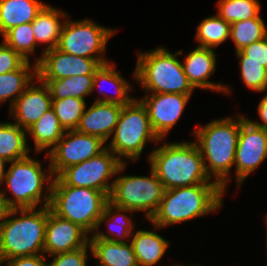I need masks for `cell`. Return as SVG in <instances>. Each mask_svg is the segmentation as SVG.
Returning <instances> with one entry per match:
<instances>
[{"label":"cell","mask_w":267,"mask_h":266,"mask_svg":"<svg viewBox=\"0 0 267 266\" xmlns=\"http://www.w3.org/2000/svg\"><path fill=\"white\" fill-rule=\"evenodd\" d=\"M49 195H44V206L75 224L87 233L98 229V222L109 196L92 188L73 187L66 185L58 176L50 182Z\"/></svg>","instance_id":"cell-1"},{"label":"cell","mask_w":267,"mask_h":266,"mask_svg":"<svg viewBox=\"0 0 267 266\" xmlns=\"http://www.w3.org/2000/svg\"><path fill=\"white\" fill-rule=\"evenodd\" d=\"M19 218H8L17 212ZM7 218V219H6ZM48 206L24 209H5L0 220V258L39 255L44 253Z\"/></svg>","instance_id":"cell-2"},{"label":"cell","mask_w":267,"mask_h":266,"mask_svg":"<svg viewBox=\"0 0 267 266\" xmlns=\"http://www.w3.org/2000/svg\"><path fill=\"white\" fill-rule=\"evenodd\" d=\"M223 192L217 183L166 189L150 222L161 228L208 214L221 206Z\"/></svg>","instance_id":"cell-3"},{"label":"cell","mask_w":267,"mask_h":266,"mask_svg":"<svg viewBox=\"0 0 267 266\" xmlns=\"http://www.w3.org/2000/svg\"><path fill=\"white\" fill-rule=\"evenodd\" d=\"M151 168L164 189L192 186L208 182L203 157L195 142L170 143L160 146L149 156Z\"/></svg>","instance_id":"cell-4"},{"label":"cell","mask_w":267,"mask_h":266,"mask_svg":"<svg viewBox=\"0 0 267 266\" xmlns=\"http://www.w3.org/2000/svg\"><path fill=\"white\" fill-rule=\"evenodd\" d=\"M246 118L238 116L235 121L228 117L215 120L194 131L195 142L203 157L204 169L209 178L216 177L215 182L225 190L228 174L235 164V154L241 123ZM206 157V159H205ZM208 165H206V161Z\"/></svg>","instance_id":"cell-5"},{"label":"cell","mask_w":267,"mask_h":266,"mask_svg":"<svg viewBox=\"0 0 267 266\" xmlns=\"http://www.w3.org/2000/svg\"><path fill=\"white\" fill-rule=\"evenodd\" d=\"M164 48L139 54L134 78L141 87L152 93H178L191 95L193 87L184 73L182 62Z\"/></svg>","instance_id":"cell-6"},{"label":"cell","mask_w":267,"mask_h":266,"mask_svg":"<svg viewBox=\"0 0 267 266\" xmlns=\"http://www.w3.org/2000/svg\"><path fill=\"white\" fill-rule=\"evenodd\" d=\"M113 133L108 148L115 155H119V159L123 156L135 161L144 149L147 140H161L151 126L145 106L136 99L122 107Z\"/></svg>","instance_id":"cell-7"},{"label":"cell","mask_w":267,"mask_h":266,"mask_svg":"<svg viewBox=\"0 0 267 266\" xmlns=\"http://www.w3.org/2000/svg\"><path fill=\"white\" fill-rule=\"evenodd\" d=\"M9 163L11 165L3 182L6 181L14 200L0 192V201L4 209L35 208L41 200L43 184L55 177L52 176L51 168L49 167V176L45 175L39 161L32 160L29 156Z\"/></svg>","instance_id":"cell-8"},{"label":"cell","mask_w":267,"mask_h":266,"mask_svg":"<svg viewBox=\"0 0 267 266\" xmlns=\"http://www.w3.org/2000/svg\"><path fill=\"white\" fill-rule=\"evenodd\" d=\"M164 191L162 182L151 168L149 177L120 176L115 179L109 202L118 212L148 210L146 216L150 220L159 208Z\"/></svg>","instance_id":"cell-9"},{"label":"cell","mask_w":267,"mask_h":266,"mask_svg":"<svg viewBox=\"0 0 267 266\" xmlns=\"http://www.w3.org/2000/svg\"><path fill=\"white\" fill-rule=\"evenodd\" d=\"M126 162L116 157L106 148L99 155L77 165L67 167L58 177L68 186L92 188L110 196L113 182L109 185L111 176L122 172Z\"/></svg>","instance_id":"cell-10"},{"label":"cell","mask_w":267,"mask_h":266,"mask_svg":"<svg viewBox=\"0 0 267 266\" xmlns=\"http://www.w3.org/2000/svg\"><path fill=\"white\" fill-rule=\"evenodd\" d=\"M114 30L106 29L85 19L78 22L65 21L57 49L71 55L94 58L100 65L107 63L104 57H93V53L105 52L108 39Z\"/></svg>","instance_id":"cell-11"},{"label":"cell","mask_w":267,"mask_h":266,"mask_svg":"<svg viewBox=\"0 0 267 266\" xmlns=\"http://www.w3.org/2000/svg\"><path fill=\"white\" fill-rule=\"evenodd\" d=\"M105 142L94 135H88L69 130L63 134L58 143L50 149V168L56 177L67 167L82 163L92 157L99 155L106 147Z\"/></svg>","instance_id":"cell-12"},{"label":"cell","mask_w":267,"mask_h":266,"mask_svg":"<svg viewBox=\"0 0 267 266\" xmlns=\"http://www.w3.org/2000/svg\"><path fill=\"white\" fill-rule=\"evenodd\" d=\"M267 157V131L254 126L249 119L241 123L235 164L237 183L242 181Z\"/></svg>","instance_id":"cell-13"},{"label":"cell","mask_w":267,"mask_h":266,"mask_svg":"<svg viewBox=\"0 0 267 266\" xmlns=\"http://www.w3.org/2000/svg\"><path fill=\"white\" fill-rule=\"evenodd\" d=\"M37 78L39 80H57L66 77L94 75L100 64L94 58L75 56L57 48L44 51L36 59Z\"/></svg>","instance_id":"cell-14"},{"label":"cell","mask_w":267,"mask_h":266,"mask_svg":"<svg viewBox=\"0 0 267 266\" xmlns=\"http://www.w3.org/2000/svg\"><path fill=\"white\" fill-rule=\"evenodd\" d=\"M190 96L178 93H153L141 100L147 110L151 126L161 140L179 120Z\"/></svg>","instance_id":"cell-15"},{"label":"cell","mask_w":267,"mask_h":266,"mask_svg":"<svg viewBox=\"0 0 267 266\" xmlns=\"http://www.w3.org/2000/svg\"><path fill=\"white\" fill-rule=\"evenodd\" d=\"M88 243L89 238L84 229L78 224L54 214L48 206L44 253L52 256L71 252L85 247Z\"/></svg>","instance_id":"cell-16"},{"label":"cell","mask_w":267,"mask_h":266,"mask_svg":"<svg viewBox=\"0 0 267 266\" xmlns=\"http://www.w3.org/2000/svg\"><path fill=\"white\" fill-rule=\"evenodd\" d=\"M41 82V86L29 85L21 96L10 106L11 115L21 128L28 129L41 116L52 108V98L48 86Z\"/></svg>","instance_id":"cell-17"},{"label":"cell","mask_w":267,"mask_h":266,"mask_svg":"<svg viewBox=\"0 0 267 266\" xmlns=\"http://www.w3.org/2000/svg\"><path fill=\"white\" fill-rule=\"evenodd\" d=\"M122 105L115 103L94 102L81 117L77 131L94 135L104 142L109 138L118 123Z\"/></svg>","instance_id":"cell-18"},{"label":"cell","mask_w":267,"mask_h":266,"mask_svg":"<svg viewBox=\"0 0 267 266\" xmlns=\"http://www.w3.org/2000/svg\"><path fill=\"white\" fill-rule=\"evenodd\" d=\"M212 49L197 47L190 52L183 62L184 73L193 88H206L230 93L227 86L207 80L215 71L216 58Z\"/></svg>","instance_id":"cell-19"},{"label":"cell","mask_w":267,"mask_h":266,"mask_svg":"<svg viewBox=\"0 0 267 266\" xmlns=\"http://www.w3.org/2000/svg\"><path fill=\"white\" fill-rule=\"evenodd\" d=\"M46 5L37 0H0V34L13 27L32 23Z\"/></svg>","instance_id":"cell-20"},{"label":"cell","mask_w":267,"mask_h":266,"mask_svg":"<svg viewBox=\"0 0 267 266\" xmlns=\"http://www.w3.org/2000/svg\"><path fill=\"white\" fill-rule=\"evenodd\" d=\"M89 247L99 266H138L131 243L89 239Z\"/></svg>","instance_id":"cell-21"},{"label":"cell","mask_w":267,"mask_h":266,"mask_svg":"<svg viewBox=\"0 0 267 266\" xmlns=\"http://www.w3.org/2000/svg\"><path fill=\"white\" fill-rule=\"evenodd\" d=\"M131 244L138 266L155 265L168 247V242L159 234L145 230H138Z\"/></svg>","instance_id":"cell-22"},{"label":"cell","mask_w":267,"mask_h":266,"mask_svg":"<svg viewBox=\"0 0 267 266\" xmlns=\"http://www.w3.org/2000/svg\"><path fill=\"white\" fill-rule=\"evenodd\" d=\"M63 16L66 17L67 14L46 5L32 22L36 43H49L45 51L57 47L63 27L59 19Z\"/></svg>","instance_id":"cell-23"},{"label":"cell","mask_w":267,"mask_h":266,"mask_svg":"<svg viewBox=\"0 0 267 266\" xmlns=\"http://www.w3.org/2000/svg\"><path fill=\"white\" fill-rule=\"evenodd\" d=\"M27 130L15 123H0V157L9 162L28 156Z\"/></svg>","instance_id":"cell-24"},{"label":"cell","mask_w":267,"mask_h":266,"mask_svg":"<svg viewBox=\"0 0 267 266\" xmlns=\"http://www.w3.org/2000/svg\"><path fill=\"white\" fill-rule=\"evenodd\" d=\"M27 133L34 138L35 149L40 152L46 148L54 147L62 138L65 130L51 108L27 129Z\"/></svg>","instance_id":"cell-25"},{"label":"cell","mask_w":267,"mask_h":266,"mask_svg":"<svg viewBox=\"0 0 267 266\" xmlns=\"http://www.w3.org/2000/svg\"><path fill=\"white\" fill-rule=\"evenodd\" d=\"M94 75H81L66 77L57 80H39L45 83L50 91L52 100H59L67 97L81 98L93 91Z\"/></svg>","instance_id":"cell-26"},{"label":"cell","mask_w":267,"mask_h":266,"mask_svg":"<svg viewBox=\"0 0 267 266\" xmlns=\"http://www.w3.org/2000/svg\"><path fill=\"white\" fill-rule=\"evenodd\" d=\"M29 60L25 61L18 69L0 75V102L13 97L11 106L30 85L34 76H37V65H34L33 73L30 70Z\"/></svg>","instance_id":"cell-27"},{"label":"cell","mask_w":267,"mask_h":266,"mask_svg":"<svg viewBox=\"0 0 267 266\" xmlns=\"http://www.w3.org/2000/svg\"><path fill=\"white\" fill-rule=\"evenodd\" d=\"M109 82L115 85L116 96H106L104 99H97L95 102L115 103L122 106L129 104L134 98L128 97L127 91L131 89L129 83L123 79L115 70L114 65L107 62L101 64L94 72L93 89L98 86V82ZM100 91L99 93H101ZM106 97V98H105Z\"/></svg>","instance_id":"cell-28"},{"label":"cell","mask_w":267,"mask_h":266,"mask_svg":"<svg viewBox=\"0 0 267 266\" xmlns=\"http://www.w3.org/2000/svg\"><path fill=\"white\" fill-rule=\"evenodd\" d=\"M231 24L224 21L219 15L204 19L198 26L196 39L199 47L212 49L219 46L230 37Z\"/></svg>","instance_id":"cell-29"},{"label":"cell","mask_w":267,"mask_h":266,"mask_svg":"<svg viewBox=\"0 0 267 266\" xmlns=\"http://www.w3.org/2000/svg\"><path fill=\"white\" fill-rule=\"evenodd\" d=\"M230 36L235 42L236 52L267 37V29L262 18H250L231 24Z\"/></svg>","instance_id":"cell-30"},{"label":"cell","mask_w":267,"mask_h":266,"mask_svg":"<svg viewBox=\"0 0 267 266\" xmlns=\"http://www.w3.org/2000/svg\"><path fill=\"white\" fill-rule=\"evenodd\" d=\"M218 10V15L230 24L250 18H261L257 0H219Z\"/></svg>","instance_id":"cell-31"},{"label":"cell","mask_w":267,"mask_h":266,"mask_svg":"<svg viewBox=\"0 0 267 266\" xmlns=\"http://www.w3.org/2000/svg\"><path fill=\"white\" fill-rule=\"evenodd\" d=\"M85 108V100L81 98L52 100V109L65 131L77 129Z\"/></svg>","instance_id":"cell-32"},{"label":"cell","mask_w":267,"mask_h":266,"mask_svg":"<svg viewBox=\"0 0 267 266\" xmlns=\"http://www.w3.org/2000/svg\"><path fill=\"white\" fill-rule=\"evenodd\" d=\"M4 43L18 52L25 60L28 54L34 52L36 39L32 28V23H24L8 30L4 35Z\"/></svg>","instance_id":"cell-33"},{"label":"cell","mask_w":267,"mask_h":266,"mask_svg":"<svg viewBox=\"0 0 267 266\" xmlns=\"http://www.w3.org/2000/svg\"><path fill=\"white\" fill-rule=\"evenodd\" d=\"M115 210V206L111 203V202H108L105 206V209H104V213L102 214V216L100 217L99 219V222H98V227L99 225H101V223L104 221V220H107V223H110L108 224L109 226L112 224V221L113 222H117L120 227L118 228H115V227H112L110 226L109 229H110V233H114L113 235L117 236L118 239L115 237H111V236H108L102 232L99 233V231L97 233L94 232L95 235H93V237L91 239H102V240H108V241H112V242H125L123 241V239L121 238H125L126 236H130L131 235V232H132V228H133V225L131 224V219L128 218V216L124 215V213H117V214H114L112 215V210ZM110 217V218H109ZM114 226V225H113ZM118 229V230H115Z\"/></svg>","instance_id":"cell-34"},{"label":"cell","mask_w":267,"mask_h":266,"mask_svg":"<svg viewBox=\"0 0 267 266\" xmlns=\"http://www.w3.org/2000/svg\"><path fill=\"white\" fill-rule=\"evenodd\" d=\"M241 76L245 85L256 91L267 89V69L259 62L240 61Z\"/></svg>","instance_id":"cell-35"},{"label":"cell","mask_w":267,"mask_h":266,"mask_svg":"<svg viewBox=\"0 0 267 266\" xmlns=\"http://www.w3.org/2000/svg\"><path fill=\"white\" fill-rule=\"evenodd\" d=\"M236 55L241 59L240 61L259 62L267 69V37L237 51Z\"/></svg>","instance_id":"cell-36"},{"label":"cell","mask_w":267,"mask_h":266,"mask_svg":"<svg viewBox=\"0 0 267 266\" xmlns=\"http://www.w3.org/2000/svg\"><path fill=\"white\" fill-rule=\"evenodd\" d=\"M88 245L89 243L85 247L75 251L52 255L55 256L54 260L47 263L46 266H87L86 255Z\"/></svg>","instance_id":"cell-37"},{"label":"cell","mask_w":267,"mask_h":266,"mask_svg":"<svg viewBox=\"0 0 267 266\" xmlns=\"http://www.w3.org/2000/svg\"><path fill=\"white\" fill-rule=\"evenodd\" d=\"M26 60L4 42L0 44V75L18 69Z\"/></svg>","instance_id":"cell-38"},{"label":"cell","mask_w":267,"mask_h":266,"mask_svg":"<svg viewBox=\"0 0 267 266\" xmlns=\"http://www.w3.org/2000/svg\"><path fill=\"white\" fill-rule=\"evenodd\" d=\"M44 259H46L45 256L42 258L40 255H31L14 257L3 261H8L6 266H46L47 263H45Z\"/></svg>","instance_id":"cell-39"},{"label":"cell","mask_w":267,"mask_h":266,"mask_svg":"<svg viewBox=\"0 0 267 266\" xmlns=\"http://www.w3.org/2000/svg\"><path fill=\"white\" fill-rule=\"evenodd\" d=\"M258 114L262 119L263 123L260 124L258 122L250 121L254 126L263 128L267 131V94L266 96L260 101L258 105Z\"/></svg>","instance_id":"cell-40"},{"label":"cell","mask_w":267,"mask_h":266,"mask_svg":"<svg viewBox=\"0 0 267 266\" xmlns=\"http://www.w3.org/2000/svg\"><path fill=\"white\" fill-rule=\"evenodd\" d=\"M8 161L6 159H4L3 157H0V182H3L4 176H5V172H4V164L7 163Z\"/></svg>","instance_id":"cell-41"},{"label":"cell","mask_w":267,"mask_h":266,"mask_svg":"<svg viewBox=\"0 0 267 266\" xmlns=\"http://www.w3.org/2000/svg\"><path fill=\"white\" fill-rule=\"evenodd\" d=\"M4 210L5 209H4V207H3V205H2V203L0 201V220H1V216H2Z\"/></svg>","instance_id":"cell-42"},{"label":"cell","mask_w":267,"mask_h":266,"mask_svg":"<svg viewBox=\"0 0 267 266\" xmlns=\"http://www.w3.org/2000/svg\"><path fill=\"white\" fill-rule=\"evenodd\" d=\"M2 262H4V261L0 258V265L3 264Z\"/></svg>","instance_id":"cell-43"}]
</instances>
